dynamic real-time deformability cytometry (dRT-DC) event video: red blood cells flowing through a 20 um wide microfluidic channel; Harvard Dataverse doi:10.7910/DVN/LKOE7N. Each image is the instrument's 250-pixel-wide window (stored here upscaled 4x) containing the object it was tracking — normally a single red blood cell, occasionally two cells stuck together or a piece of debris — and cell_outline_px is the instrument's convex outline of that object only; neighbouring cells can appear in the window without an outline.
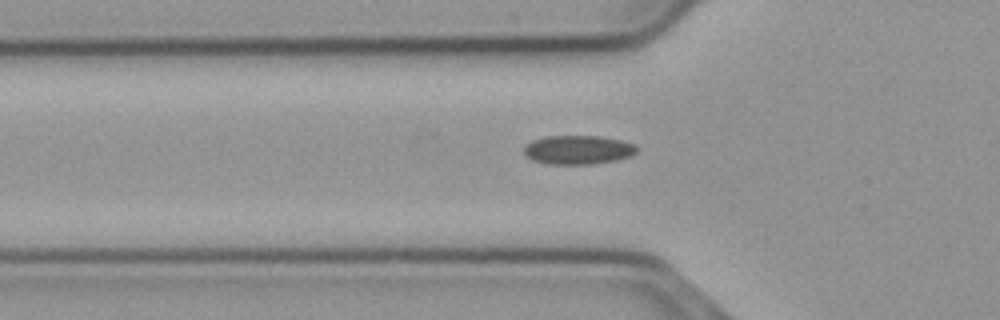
{"species": "common noctule bat (a hibernating species)", "species_latin": "Nyctalus noctula", "temperature_condition": "cold", "stored_images_in_passage": 34, "camera_frame_rate_fps": 3000, "um_per_image_px": 0.085, "animal": {"sex": "male", "body_mass_g": 23.1, "forearm_length_mm": 52.7}, "frame": {"image": 1, "passage_image": 3, "time_ms": 0.667, "image_size_px": [1000, 320], "cell_outline_px": [[636, 152], [632, 156], [616, 160], [588, 164], [548, 164], [532, 160], [524, 152], [524, 148], [532, 140], [548, 136], [596, 136], [620, 140], [632, 144], [636, 148]], "centroid_in_image_um": [49.12, 12.74], "position_along_channel_um": 76.7, "area_um2": 18.73}}
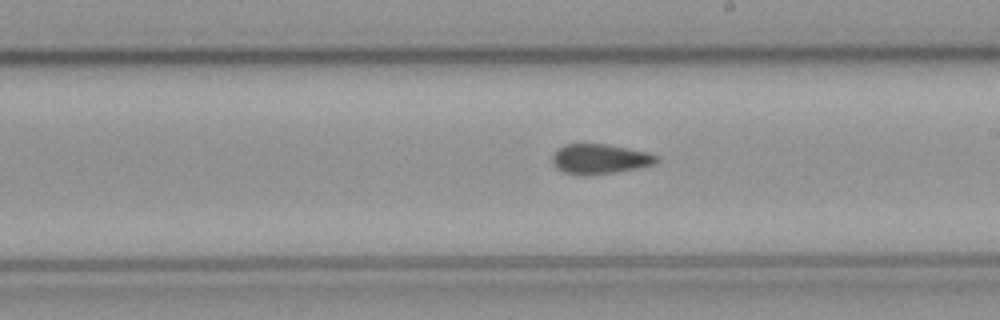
{"frame": {"image": 2, "passage_image": 16, "time_ms": 5.0, "image_size_px": [1000, 320], "cell_outline_px": [[660, 160], [656, 164], [636, 168], [612, 172], [584, 176], [580, 176], [564, 172], [556, 168], [552, 160], [552, 156], [564, 144], [604, 144], [648, 152], [660, 156]], "centroid_in_image_um": [51.01, 13.52], "position_along_channel_um": 238.0, "area_um2": 18.09}}
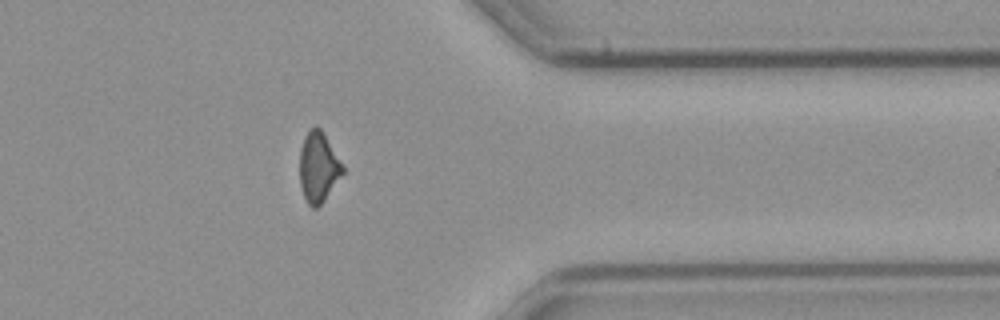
{"frame": {"image": 3, "passage_image": 29, "time_ms": 9.333, "image_size_px": [1000, 320], "cell_outline_px": [[344, 172], [324, 200], [316, 208], [312, 208], [308, 204], [304, 196], [300, 184], [300, 148], [304, 136], [316, 124], [320, 128], [344, 164]], "centroid_in_image_um": [27.07, 14.19], "position_along_channel_um": 384.3, "area_um2": 17.57}, "authors_computed_cell_mechanics": {"area_um2": 18.1781, "velocity_mm_per_s": 3.689, "shape_relaxation_time_tau1_ms": null, "shape_relaxation_time_tau2_ms": 3.8737, "deformation_change_tau1": null, "deformation_change_tau2": 0.0888}}